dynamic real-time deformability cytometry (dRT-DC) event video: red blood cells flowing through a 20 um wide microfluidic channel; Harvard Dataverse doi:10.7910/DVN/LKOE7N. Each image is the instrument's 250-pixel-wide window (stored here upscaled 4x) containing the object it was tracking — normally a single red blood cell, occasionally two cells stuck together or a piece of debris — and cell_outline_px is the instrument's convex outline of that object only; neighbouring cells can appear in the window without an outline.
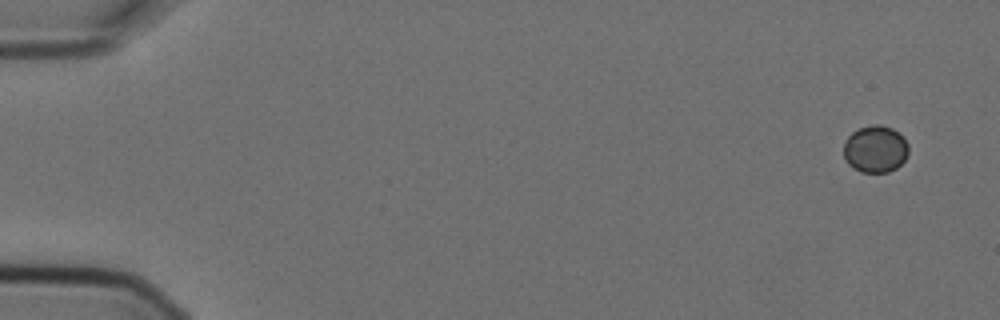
{"species": "Egyptian fruit bat (a non-hibernating species)", "species_latin": "Rousettus aegyptiacus", "temperature_condition": "cold", "stored_images_in_passage": 4, "camera_frame_rate_fps": 3000, "um_per_image_px": 0.085, "animal": {"sex": "female"}, "frame": {"image": 1, "passage_image": 1, "time_ms": 0.0, "image_size_px": [1000, 320], "cell_outline_px": [[908, 152], [904, 160], [896, 168], [888, 172], [860, 172], [852, 168], [844, 160], [844, 144], [848, 136], [852, 132], [860, 128], [872, 124], [880, 124], [892, 128], [904, 136], [908, 144]], "centroid_in_image_um": [74.4, 12.67], "position_along_channel_um": 10.6, "area_um2": 17.98}}